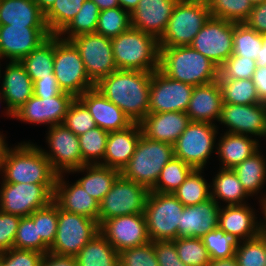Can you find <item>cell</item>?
<instances>
[{"label":"cell","instance_id":"6da1fadb","mask_svg":"<svg viewBox=\"0 0 266 266\" xmlns=\"http://www.w3.org/2000/svg\"><path fill=\"white\" fill-rule=\"evenodd\" d=\"M152 72L116 70L96 85L109 101L118 106L132 123H140L149 114Z\"/></svg>","mask_w":266,"mask_h":266},{"label":"cell","instance_id":"7a4b0ae2","mask_svg":"<svg viewBox=\"0 0 266 266\" xmlns=\"http://www.w3.org/2000/svg\"><path fill=\"white\" fill-rule=\"evenodd\" d=\"M21 142L14 148L6 146L0 161L1 178L6 183L56 184L57 173L43 154L41 147Z\"/></svg>","mask_w":266,"mask_h":266},{"label":"cell","instance_id":"3957f363","mask_svg":"<svg viewBox=\"0 0 266 266\" xmlns=\"http://www.w3.org/2000/svg\"><path fill=\"white\" fill-rule=\"evenodd\" d=\"M159 48V70L169 78L193 87L218 80L219 67L191 46Z\"/></svg>","mask_w":266,"mask_h":266},{"label":"cell","instance_id":"277c9868","mask_svg":"<svg viewBox=\"0 0 266 266\" xmlns=\"http://www.w3.org/2000/svg\"><path fill=\"white\" fill-rule=\"evenodd\" d=\"M118 70L154 72L159 69V40L151 34L130 27L111 39Z\"/></svg>","mask_w":266,"mask_h":266},{"label":"cell","instance_id":"5b68a950","mask_svg":"<svg viewBox=\"0 0 266 266\" xmlns=\"http://www.w3.org/2000/svg\"><path fill=\"white\" fill-rule=\"evenodd\" d=\"M173 157V145L148 139L141 134L134 154L120 174L151 191L163 167Z\"/></svg>","mask_w":266,"mask_h":266},{"label":"cell","instance_id":"8992f818","mask_svg":"<svg viewBox=\"0 0 266 266\" xmlns=\"http://www.w3.org/2000/svg\"><path fill=\"white\" fill-rule=\"evenodd\" d=\"M210 17L206 0H179L159 39V47L190 46Z\"/></svg>","mask_w":266,"mask_h":266},{"label":"cell","instance_id":"52a82bcc","mask_svg":"<svg viewBox=\"0 0 266 266\" xmlns=\"http://www.w3.org/2000/svg\"><path fill=\"white\" fill-rule=\"evenodd\" d=\"M53 73L60 89L75 98L95 87L77 48L71 41L61 39L58 35H54Z\"/></svg>","mask_w":266,"mask_h":266},{"label":"cell","instance_id":"ba28073f","mask_svg":"<svg viewBox=\"0 0 266 266\" xmlns=\"http://www.w3.org/2000/svg\"><path fill=\"white\" fill-rule=\"evenodd\" d=\"M184 205L171 193L149 191L144 214L147 232L151 241H174L178 238Z\"/></svg>","mask_w":266,"mask_h":266},{"label":"cell","instance_id":"9c48e42d","mask_svg":"<svg viewBox=\"0 0 266 266\" xmlns=\"http://www.w3.org/2000/svg\"><path fill=\"white\" fill-rule=\"evenodd\" d=\"M217 126L208 122L191 121L179 136L174 147V157L181 159L194 170H203L213 153L218 134Z\"/></svg>","mask_w":266,"mask_h":266},{"label":"cell","instance_id":"30bf717a","mask_svg":"<svg viewBox=\"0 0 266 266\" xmlns=\"http://www.w3.org/2000/svg\"><path fill=\"white\" fill-rule=\"evenodd\" d=\"M54 190L55 184L3 182L0 189V210L20 217H28L53 201Z\"/></svg>","mask_w":266,"mask_h":266},{"label":"cell","instance_id":"8fae6325","mask_svg":"<svg viewBox=\"0 0 266 266\" xmlns=\"http://www.w3.org/2000/svg\"><path fill=\"white\" fill-rule=\"evenodd\" d=\"M98 232L96 220L67 212L58 206L56 237L48 252L75 257Z\"/></svg>","mask_w":266,"mask_h":266},{"label":"cell","instance_id":"7c38bea8","mask_svg":"<svg viewBox=\"0 0 266 266\" xmlns=\"http://www.w3.org/2000/svg\"><path fill=\"white\" fill-rule=\"evenodd\" d=\"M148 193L145 187L120 174L99 203L98 225L113 217L144 213Z\"/></svg>","mask_w":266,"mask_h":266},{"label":"cell","instance_id":"4fadbf2b","mask_svg":"<svg viewBox=\"0 0 266 266\" xmlns=\"http://www.w3.org/2000/svg\"><path fill=\"white\" fill-rule=\"evenodd\" d=\"M80 53L89 79L96 85L118 70L111 39L97 33L83 34L70 40Z\"/></svg>","mask_w":266,"mask_h":266},{"label":"cell","instance_id":"5bb4252c","mask_svg":"<svg viewBox=\"0 0 266 266\" xmlns=\"http://www.w3.org/2000/svg\"><path fill=\"white\" fill-rule=\"evenodd\" d=\"M233 33L234 22L210 17L190 46L220 68L232 55Z\"/></svg>","mask_w":266,"mask_h":266},{"label":"cell","instance_id":"9a60e30c","mask_svg":"<svg viewBox=\"0 0 266 266\" xmlns=\"http://www.w3.org/2000/svg\"><path fill=\"white\" fill-rule=\"evenodd\" d=\"M47 143L51 150L41 148L57 174L71 173L72 170L86 165L81 156L78 136L63 124L48 128Z\"/></svg>","mask_w":266,"mask_h":266},{"label":"cell","instance_id":"2e32d148","mask_svg":"<svg viewBox=\"0 0 266 266\" xmlns=\"http://www.w3.org/2000/svg\"><path fill=\"white\" fill-rule=\"evenodd\" d=\"M194 87L169 78L159 69L152 72L149 113L185 112Z\"/></svg>","mask_w":266,"mask_h":266},{"label":"cell","instance_id":"e0dca14e","mask_svg":"<svg viewBox=\"0 0 266 266\" xmlns=\"http://www.w3.org/2000/svg\"><path fill=\"white\" fill-rule=\"evenodd\" d=\"M99 233L120 253L150 242L144 213L117 216L103 221Z\"/></svg>","mask_w":266,"mask_h":266},{"label":"cell","instance_id":"ac0fdd59","mask_svg":"<svg viewBox=\"0 0 266 266\" xmlns=\"http://www.w3.org/2000/svg\"><path fill=\"white\" fill-rule=\"evenodd\" d=\"M74 99L73 95L66 92L54 97H36L32 95L13 113V118L31 124H50L49 127L62 124Z\"/></svg>","mask_w":266,"mask_h":266},{"label":"cell","instance_id":"d6986e66","mask_svg":"<svg viewBox=\"0 0 266 266\" xmlns=\"http://www.w3.org/2000/svg\"><path fill=\"white\" fill-rule=\"evenodd\" d=\"M50 36L48 27L0 25V57L20 62Z\"/></svg>","mask_w":266,"mask_h":266},{"label":"cell","instance_id":"ffe728a7","mask_svg":"<svg viewBox=\"0 0 266 266\" xmlns=\"http://www.w3.org/2000/svg\"><path fill=\"white\" fill-rule=\"evenodd\" d=\"M219 122L227 133L266 136V103L250 105L223 104Z\"/></svg>","mask_w":266,"mask_h":266},{"label":"cell","instance_id":"44dd1931","mask_svg":"<svg viewBox=\"0 0 266 266\" xmlns=\"http://www.w3.org/2000/svg\"><path fill=\"white\" fill-rule=\"evenodd\" d=\"M179 0H139L130 13L131 27L156 37L165 33L169 19Z\"/></svg>","mask_w":266,"mask_h":266},{"label":"cell","instance_id":"7402d4cb","mask_svg":"<svg viewBox=\"0 0 266 266\" xmlns=\"http://www.w3.org/2000/svg\"><path fill=\"white\" fill-rule=\"evenodd\" d=\"M78 99L87 107L96 126L107 132L123 130L132 124L124 112L95 87L85 91Z\"/></svg>","mask_w":266,"mask_h":266},{"label":"cell","instance_id":"603a6c76","mask_svg":"<svg viewBox=\"0 0 266 266\" xmlns=\"http://www.w3.org/2000/svg\"><path fill=\"white\" fill-rule=\"evenodd\" d=\"M221 207L211 197L193 206H185L178 225V237L202 238L218 227Z\"/></svg>","mask_w":266,"mask_h":266},{"label":"cell","instance_id":"cb8c5ba5","mask_svg":"<svg viewBox=\"0 0 266 266\" xmlns=\"http://www.w3.org/2000/svg\"><path fill=\"white\" fill-rule=\"evenodd\" d=\"M190 118L185 112L149 113L141 122L142 134L148 139L174 145Z\"/></svg>","mask_w":266,"mask_h":266},{"label":"cell","instance_id":"d4e9b609","mask_svg":"<svg viewBox=\"0 0 266 266\" xmlns=\"http://www.w3.org/2000/svg\"><path fill=\"white\" fill-rule=\"evenodd\" d=\"M53 201L63 210L96 220L99 219V202L89 196L76 181L68 185L63 174H58Z\"/></svg>","mask_w":266,"mask_h":266},{"label":"cell","instance_id":"484cf974","mask_svg":"<svg viewBox=\"0 0 266 266\" xmlns=\"http://www.w3.org/2000/svg\"><path fill=\"white\" fill-rule=\"evenodd\" d=\"M4 73L0 92L5 98L6 114L13 118V113L33 95V81L19 61L9 62Z\"/></svg>","mask_w":266,"mask_h":266},{"label":"cell","instance_id":"4316f807","mask_svg":"<svg viewBox=\"0 0 266 266\" xmlns=\"http://www.w3.org/2000/svg\"><path fill=\"white\" fill-rule=\"evenodd\" d=\"M254 214L247 204L226 205L220 209L218 227L237 242L255 238L260 234V223Z\"/></svg>","mask_w":266,"mask_h":266},{"label":"cell","instance_id":"83f0119b","mask_svg":"<svg viewBox=\"0 0 266 266\" xmlns=\"http://www.w3.org/2000/svg\"><path fill=\"white\" fill-rule=\"evenodd\" d=\"M141 134L140 123H132L126 129L109 132L104 159L100 165L121 172L134 154Z\"/></svg>","mask_w":266,"mask_h":266},{"label":"cell","instance_id":"f1b7e54d","mask_svg":"<svg viewBox=\"0 0 266 266\" xmlns=\"http://www.w3.org/2000/svg\"><path fill=\"white\" fill-rule=\"evenodd\" d=\"M222 90L218 81L195 86L185 113L191 121L208 122L220 119L223 107Z\"/></svg>","mask_w":266,"mask_h":266},{"label":"cell","instance_id":"f546056e","mask_svg":"<svg viewBox=\"0 0 266 266\" xmlns=\"http://www.w3.org/2000/svg\"><path fill=\"white\" fill-rule=\"evenodd\" d=\"M0 25L47 27L34 0H0Z\"/></svg>","mask_w":266,"mask_h":266},{"label":"cell","instance_id":"4dcf8cb0","mask_svg":"<svg viewBox=\"0 0 266 266\" xmlns=\"http://www.w3.org/2000/svg\"><path fill=\"white\" fill-rule=\"evenodd\" d=\"M220 138L215 152L221 159L222 169H233L259 149V140L251 139L248 135L225 132Z\"/></svg>","mask_w":266,"mask_h":266},{"label":"cell","instance_id":"1f68e13d","mask_svg":"<svg viewBox=\"0 0 266 266\" xmlns=\"http://www.w3.org/2000/svg\"><path fill=\"white\" fill-rule=\"evenodd\" d=\"M84 171L86 172V175L77 180V182L83 187L84 191H86L89 196L99 203L110 191L112 184L120 175L119 170L100 164H86L71 172Z\"/></svg>","mask_w":266,"mask_h":266},{"label":"cell","instance_id":"d6a6232c","mask_svg":"<svg viewBox=\"0 0 266 266\" xmlns=\"http://www.w3.org/2000/svg\"><path fill=\"white\" fill-rule=\"evenodd\" d=\"M75 257L78 266H119V253L99 232Z\"/></svg>","mask_w":266,"mask_h":266},{"label":"cell","instance_id":"836d02e7","mask_svg":"<svg viewBox=\"0 0 266 266\" xmlns=\"http://www.w3.org/2000/svg\"><path fill=\"white\" fill-rule=\"evenodd\" d=\"M260 150L236 165L232 170L249 196L259 193L266 181V160Z\"/></svg>","mask_w":266,"mask_h":266},{"label":"cell","instance_id":"e575fe53","mask_svg":"<svg viewBox=\"0 0 266 266\" xmlns=\"http://www.w3.org/2000/svg\"><path fill=\"white\" fill-rule=\"evenodd\" d=\"M220 169L210 186L211 197L218 204L219 199L227 202V205L246 204L243 200L249 195L244 190L236 173L232 169Z\"/></svg>","mask_w":266,"mask_h":266},{"label":"cell","instance_id":"d590c367","mask_svg":"<svg viewBox=\"0 0 266 266\" xmlns=\"http://www.w3.org/2000/svg\"><path fill=\"white\" fill-rule=\"evenodd\" d=\"M20 63L25 67L33 82L54 74V35H51L38 48L32 50Z\"/></svg>","mask_w":266,"mask_h":266},{"label":"cell","instance_id":"8d00e7d4","mask_svg":"<svg viewBox=\"0 0 266 266\" xmlns=\"http://www.w3.org/2000/svg\"><path fill=\"white\" fill-rule=\"evenodd\" d=\"M223 103L250 105L261 103L253 79H218Z\"/></svg>","mask_w":266,"mask_h":266},{"label":"cell","instance_id":"74e56055","mask_svg":"<svg viewBox=\"0 0 266 266\" xmlns=\"http://www.w3.org/2000/svg\"><path fill=\"white\" fill-rule=\"evenodd\" d=\"M203 170L195 169L173 195L184 206H193L211 198V184H208L201 175Z\"/></svg>","mask_w":266,"mask_h":266},{"label":"cell","instance_id":"f35d334b","mask_svg":"<svg viewBox=\"0 0 266 266\" xmlns=\"http://www.w3.org/2000/svg\"><path fill=\"white\" fill-rule=\"evenodd\" d=\"M99 13L100 10L98 6L93 1L86 0L83 3L79 12L69 22V24L58 34V36L61 39L70 41L72 38L83 34L95 33Z\"/></svg>","mask_w":266,"mask_h":266},{"label":"cell","instance_id":"ab89813d","mask_svg":"<svg viewBox=\"0 0 266 266\" xmlns=\"http://www.w3.org/2000/svg\"><path fill=\"white\" fill-rule=\"evenodd\" d=\"M194 169L179 158L173 157L162 169L155 187L157 193L173 194Z\"/></svg>","mask_w":266,"mask_h":266},{"label":"cell","instance_id":"60d3db41","mask_svg":"<svg viewBox=\"0 0 266 266\" xmlns=\"http://www.w3.org/2000/svg\"><path fill=\"white\" fill-rule=\"evenodd\" d=\"M86 0H55L44 14L51 35H58L75 17Z\"/></svg>","mask_w":266,"mask_h":266},{"label":"cell","instance_id":"b9f144b4","mask_svg":"<svg viewBox=\"0 0 266 266\" xmlns=\"http://www.w3.org/2000/svg\"><path fill=\"white\" fill-rule=\"evenodd\" d=\"M263 42L262 34L245 23H234L233 55L256 60Z\"/></svg>","mask_w":266,"mask_h":266},{"label":"cell","instance_id":"7bdbcfd3","mask_svg":"<svg viewBox=\"0 0 266 266\" xmlns=\"http://www.w3.org/2000/svg\"><path fill=\"white\" fill-rule=\"evenodd\" d=\"M211 17L223 19L234 23H244L253 3L249 0H206Z\"/></svg>","mask_w":266,"mask_h":266},{"label":"cell","instance_id":"ee69618b","mask_svg":"<svg viewBox=\"0 0 266 266\" xmlns=\"http://www.w3.org/2000/svg\"><path fill=\"white\" fill-rule=\"evenodd\" d=\"M108 136L109 132L97 126L78 136L81 156L86 164H100L104 159Z\"/></svg>","mask_w":266,"mask_h":266},{"label":"cell","instance_id":"f6af8a7d","mask_svg":"<svg viewBox=\"0 0 266 266\" xmlns=\"http://www.w3.org/2000/svg\"><path fill=\"white\" fill-rule=\"evenodd\" d=\"M131 27L130 13L121 7L100 11L95 33L107 38L117 37Z\"/></svg>","mask_w":266,"mask_h":266},{"label":"cell","instance_id":"bcb514c9","mask_svg":"<svg viewBox=\"0 0 266 266\" xmlns=\"http://www.w3.org/2000/svg\"><path fill=\"white\" fill-rule=\"evenodd\" d=\"M179 259L187 266H208L210 257L201 238L178 237L174 240Z\"/></svg>","mask_w":266,"mask_h":266},{"label":"cell","instance_id":"7dc6e473","mask_svg":"<svg viewBox=\"0 0 266 266\" xmlns=\"http://www.w3.org/2000/svg\"><path fill=\"white\" fill-rule=\"evenodd\" d=\"M235 257L238 266H265L266 236L259 234L255 238L238 242Z\"/></svg>","mask_w":266,"mask_h":266},{"label":"cell","instance_id":"c3c4849f","mask_svg":"<svg viewBox=\"0 0 266 266\" xmlns=\"http://www.w3.org/2000/svg\"><path fill=\"white\" fill-rule=\"evenodd\" d=\"M29 217L37 225L38 235L42 241L50 248L58 227V205L52 201L48 206L34 211Z\"/></svg>","mask_w":266,"mask_h":266},{"label":"cell","instance_id":"681fc988","mask_svg":"<svg viewBox=\"0 0 266 266\" xmlns=\"http://www.w3.org/2000/svg\"><path fill=\"white\" fill-rule=\"evenodd\" d=\"M210 260L235 256L238 242L219 227L205 234L202 238Z\"/></svg>","mask_w":266,"mask_h":266},{"label":"cell","instance_id":"f907efd6","mask_svg":"<svg viewBox=\"0 0 266 266\" xmlns=\"http://www.w3.org/2000/svg\"><path fill=\"white\" fill-rule=\"evenodd\" d=\"M13 248L33 250L43 254L49 250V247L38 235L37 225L29 216L21 217Z\"/></svg>","mask_w":266,"mask_h":266},{"label":"cell","instance_id":"816d5d0a","mask_svg":"<svg viewBox=\"0 0 266 266\" xmlns=\"http://www.w3.org/2000/svg\"><path fill=\"white\" fill-rule=\"evenodd\" d=\"M62 124L77 136L96 127L89 110L78 98L70 104Z\"/></svg>","mask_w":266,"mask_h":266},{"label":"cell","instance_id":"f5cc1de1","mask_svg":"<svg viewBox=\"0 0 266 266\" xmlns=\"http://www.w3.org/2000/svg\"><path fill=\"white\" fill-rule=\"evenodd\" d=\"M256 68V60L232 54L219 68L218 79H252Z\"/></svg>","mask_w":266,"mask_h":266},{"label":"cell","instance_id":"db71d44e","mask_svg":"<svg viewBox=\"0 0 266 266\" xmlns=\"http://www.w3.org/2000/svg\"><path fill=\"white\" fill-rule=\"evenodd\" d=\"M119 266H159L154 242L122 250L119 253Z\"/></svg>","mask_w":266,"mask_h":266},{"label":"cell","instance_id":"11a10c76","mask_svg":"<svg viewBox=\"0 0 266 266\" xmlns=\"http://www.w3.org/2000/svg\"><path fill=\"white\" fill-rule=\"evenodd\" d=\"M43 253L11 248L0 252V266H40Z\"/></svg>","mask_w":266,"mask_h":266},{"label":"cell","instance_id":"9f6ffc18","mask_svg":"<svg viewBox=\"0 0 266 266\" xmlns=\"http://www.w3.org/2000/svg\"><path fill=\"white\" fill-rule=\"evenodd\" d=\"M20 220V216L0 210V252L13 248Z\"/></svg>","mask_w":266,"mask_h":266},{"label":"cell","instance_id":"6f0895ef","mask_svg":"<svg viewBox=\"0 0 266 266\" xmlns=\"http://www.w3.org/2000/svg\"><path fill=\"white\" fill-rule=\"evenodd\" d=\"M153 242L159 266H187L179 259L174 241L155 240Z\"/></svg>","mask_w":266,"mask_h":266},{"label":"cell","instance_id":"680465c9","mask_svg":"<svg viewBox=\"0 0 266 266\" xmlns=\"http://www.w3.org/2000/svg\"><path fill=\"white\" fill-rule=\"evenodd\" d=\"M62 92L54 74H50V77H42L33 82V95L36 97H54L60 95Z\"/></svg>","mask_w":266,"mask_h":266},{"label":"cell","instance_id":"91938a15","mask_svg":"<svg viewBox=\"0 0 266 266\" xmlns=\"http://www.w3.org/2000/svg\"><path fill=\"white\" fill-rule=\"evenodd\" d=\"M244 23L259 34L266 33V0L253 5L251 13Z\"/></svg>","mask_w":266,"mask_h":266},{"label":"cell","instance_id":"94428289","mask_svg":"<svg viewBox=\"0 0 266 266\" xmlns=\"http://www.w3.org/2000/svg\"><path fill=\"white\" fill-rule=\"evenodd\" d=\"M40 266H78V263L74 256L47 252L43 255Z\"/></svg>","mask_w":266,"mask_h":266},{"label":"cell","instance_id":"6125c7cd","mask_svg":"<svg viewBox=\"0 0 266 266\" xmlns=\"http://www.w3.org/2000/svg\"><path fill=\"white\" fill-rule=\"evenodd\" d=\"M252 79L260 101L266 103V66L257 65Z\"/></svg>","mask_w":266,"mask_h":266},{"label":"cell","instance_id":"be15d7a7","mask_svg":"<svg viewBox=\"0 0 266 266\" xmlns=\"http://www.w3.org/2000/svg\"><path fill=\"white\" fill-rule=\"evenodd\" d=\"M208 266H238V261L235 256L223 259L210 260Z\"/></svg>","mask_w":266,"mask_h":266},{"label":"cell","instance_id":"e7e4bbea","mask_svg":"<svg viewBox=\"0 0 266 266\" xmlns=\"http://www.w3.org/2000/svg\"><path fill=\"white\" fill-rule=\"evenodd\" d=\"M99 8L100 11L107 10L109 8L120 7L118 0H91Z\"/></svg>","mask_w":266,"mask_h":266},{"label":"cell","instance_id":"03108f58","mask_svg":"<svg viewBox=\"0 0 266 266\" xmlns=\"http://www.w3.org/2000/svg\"><path fill=\"white\" fill-rule=\"evenodd\" d=\"M263 41V45L256 59L257 65L259 66H266V33L263 34Z\"/></svg>","mask_w":266,"mask_h":266},{"label":"cell","instance_id":"003e7915","mask_svg":"<svg viewBox=\"0 0 266 266\" xmlns=\"http://www.w3.org/2000/svg\"><path fill=\"white\" fill-rule=\"evenodd\" d=\"M119 6L126 10L127 12L131 13L135 10L136 6L139 3V0H118Z\"/></svg>","mask_w":266,"mask_h":266},{"label":"cell","instance_id":"a7ac6f4b","mask_svg":"<svg viewBox=\"0 0 266 266\" xmlns=\"http://www.w3.org/2000/svg\"><path fill=\"white\" fill-rule=\"evenodd\" d=\"M266 196V195H265ZM260 198H263V199H260V204H261V207L263 209V214H264V221L262 222V220L259 222L260 223V235L261 236H266V197H260Z\"/></svg>","mask_w":266,"mask_h":266},{"label":"cell","instance_id":"89a4df30","mask_svg":"<svg viewBox=\"0 0 266 266\" xmlns=\"http://www.w3.org/2000/svg\"><path fill=\"white\" fill-rule=\"evenodd\" d=\"M40 10L45 14L54 4L55 0H34Z\"/></svg>","mask_w":266,"mask_h":266},{"label":"cell","instance_id":"2644e50d","mask_svg":"<svg viewBox=\"0 0 266 266\" xmlns=\"http://www.w3.org/2000/svg\"><path fill=\"white\" fill-rule=\"evenodd\" d=\"M8 144L4 140V136L0 133V161L2 159L3 152Z\"/></svg>","mask_w":266,"mask_h":266},{"label":"cell","instance_id":"8c879c8a","mask_svg":"<svg viewBox=\"0 0 266 266\" xmlns=\"http://www.w3.org/2000/svg\"><path fill=\"white\" fill-rule=\"evenodd\" d=\"M249 1H251L253 4H258V3H261L265 0H249Z\"/></svg>","mask_w":266,"mask_h":266},{"label":"cell","instance_id":"753ad0ef","mask_svg":"<svg viewBox=\"0 0 266 266\" xmlns=\"http://www.w3.org/2000/svg\"><path fill=\"white\" fill-rule=\"evenodd\" d=\"M2 99L5 100V98L3 97L2 93L0 92V100L2 101Z\"/></svg>","mask_w":266,"mask_h":266}]
</instances>
